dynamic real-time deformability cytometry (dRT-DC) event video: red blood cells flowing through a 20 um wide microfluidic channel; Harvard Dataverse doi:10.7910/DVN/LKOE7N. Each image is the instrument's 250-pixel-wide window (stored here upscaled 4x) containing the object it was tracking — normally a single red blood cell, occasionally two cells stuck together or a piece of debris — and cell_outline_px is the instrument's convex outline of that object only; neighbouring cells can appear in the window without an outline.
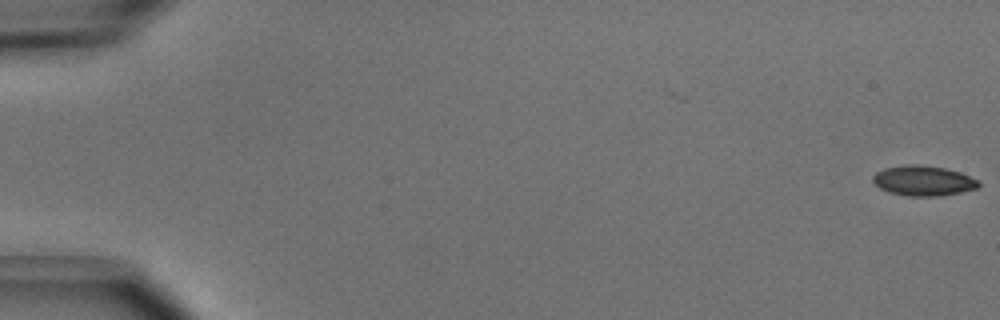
{"species": "common noctule bat (a hibernating species)", "species_latin": "Nyctalus noctula", "temperature_condition": "cold", "stored_images_in_passage": 2, "camera_frame_rate_fps": 3000, "um_per_image_px": 0.085, "animal": {"sex": "male", "body_mass_g": 15.6}, "frame": {"image": 1, "passage_image": 2, "time_ms": 0.333, "image_size_px": [1000, 320], "cell_outline_px": [[980, 184], [976, 188], [960, 192], [940, 196], [908, 196], [888, 192], [880, 188], [872, 180], [872, 176], [876, 172], [884, 168], [904, 164], [916, 164], [944, 168], [960, 172], [980, 180]], "centroid_in_image_um": [78.47, 15.35], "position_along_channel_um": 6.5, "area_um2": 18.61}}